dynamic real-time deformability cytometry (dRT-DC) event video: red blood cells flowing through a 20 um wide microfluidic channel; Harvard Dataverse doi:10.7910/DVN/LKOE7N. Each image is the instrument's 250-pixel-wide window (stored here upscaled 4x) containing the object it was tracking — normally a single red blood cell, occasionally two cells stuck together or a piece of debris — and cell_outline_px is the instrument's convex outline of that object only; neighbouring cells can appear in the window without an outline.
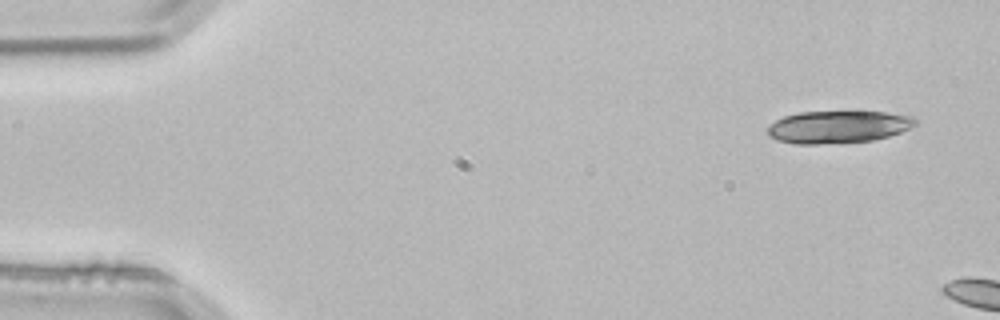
{"species": "common noctule bat (a hibernating species)", "species_latin": "Nyctalus noctula", "temperature_condition": "room temperature", "stored_images_in_passage": 2, "camera_frame_rate_fps": 3000, "um_per_image_px": 0.085, "animal": {"sex": "male", "body_mass_g": 21.5, "forearm_length_mm": 52.0}, "frame": {"image": 1, "passage_image": 1, "time_ms": 0.0, "image_size_px": [1000, 320], "cell_outline_px": [[916, 124], [900, 132], [888, 136], [872, 140], [820, 144], [792, 144], [776, 140], [768, 132], [768, 124], [784, 116], [800, 112], [884, 112], [916, 116]], "centroid_in_image_um": [71.22, 10.78], "position_along_channel_um": 13.8, "area_um2": 27.74}}